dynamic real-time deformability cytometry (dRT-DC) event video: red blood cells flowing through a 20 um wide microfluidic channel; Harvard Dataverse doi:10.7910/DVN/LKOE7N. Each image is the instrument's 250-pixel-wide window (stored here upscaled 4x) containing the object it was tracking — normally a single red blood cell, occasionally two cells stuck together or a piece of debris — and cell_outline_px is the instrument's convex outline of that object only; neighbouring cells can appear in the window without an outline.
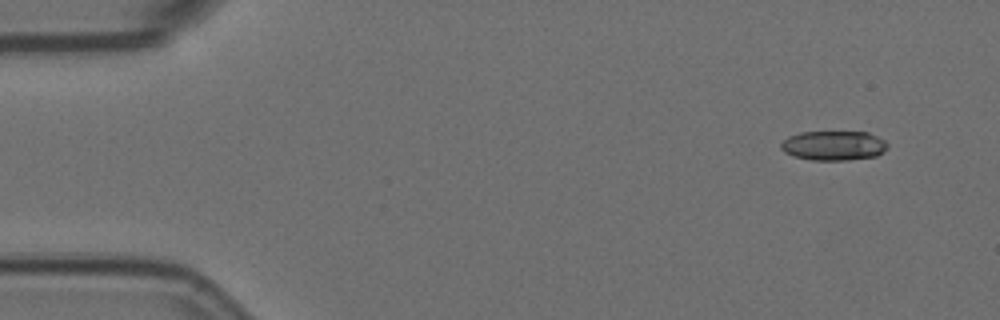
{"species": "Egyptian fruit bat (a non-hibernating species)", "species_latin": "Rousettus aegyptiacus", "temperature_condition": "room temperature", "stored_images_in_passage": 4, "camera_frame_rate_fps": 3000, "um_per_image_px": 0.085, "animal": {"sex": "female"}, "frame": {"image": 1, "passage_image": 1, "time_ms": 0.0, "image_size_px": [1000, 320], "cell_outline_px": [[888, 148], [876, 156], [848, 160], [812, 160], [796, 156], [784, 152], [780, 148], [780, 144], [788, 136], [800, 132], [868, 132], [884, 140], [888, 144]], "centroid_in_image_um": [70.86, 12.37], "position_along_channel_um": 14.1, "area_um2": 18.32}}